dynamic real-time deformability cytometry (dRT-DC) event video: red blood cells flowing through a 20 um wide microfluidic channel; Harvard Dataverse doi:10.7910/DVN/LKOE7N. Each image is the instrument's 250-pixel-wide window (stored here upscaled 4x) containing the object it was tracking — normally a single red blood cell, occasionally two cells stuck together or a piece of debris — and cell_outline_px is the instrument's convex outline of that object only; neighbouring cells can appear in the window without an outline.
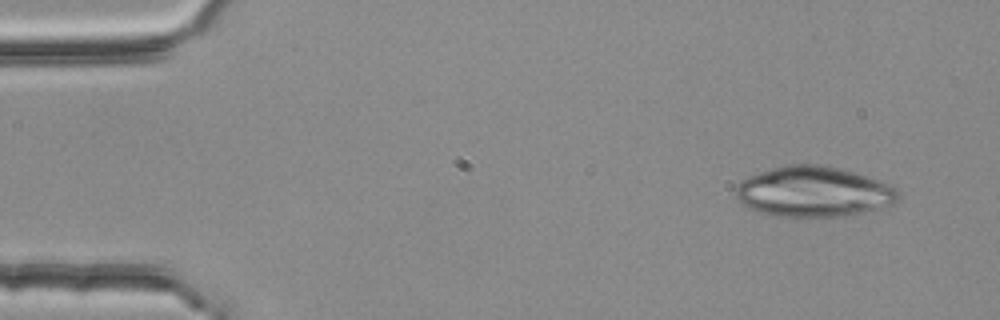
{"species": "common noctule bat (a hibernating species)", "species_latin": "Nyctalus noctula", "temperature_condition": "room temperature", "stored_images_in_passage": 4, "camera_frame_rate_fps": 3000, "um_per_image_px": 0.085, "animal": {"sex": "female", "body_mass_g": 25.1}, "frame": {"image": 1, "passage_image": 1, "time_ms": 0.0, "image_size_px": [1000, 320], "cell_outline_px": [[900, 196], [892, 204], [864, 212], [844, 216], [776, 216], [760, 212], [736, 200], [736, 184], [740, 180], [748, 176], [772, 168], [788, 164], [824, 164], [856, 172], [888, 184], [896, 188], [900, 192]], "centroid_in_image_um": [69.15, 16.28], "position_along_channel_um": 15.9, "area_um2": 47.69}}